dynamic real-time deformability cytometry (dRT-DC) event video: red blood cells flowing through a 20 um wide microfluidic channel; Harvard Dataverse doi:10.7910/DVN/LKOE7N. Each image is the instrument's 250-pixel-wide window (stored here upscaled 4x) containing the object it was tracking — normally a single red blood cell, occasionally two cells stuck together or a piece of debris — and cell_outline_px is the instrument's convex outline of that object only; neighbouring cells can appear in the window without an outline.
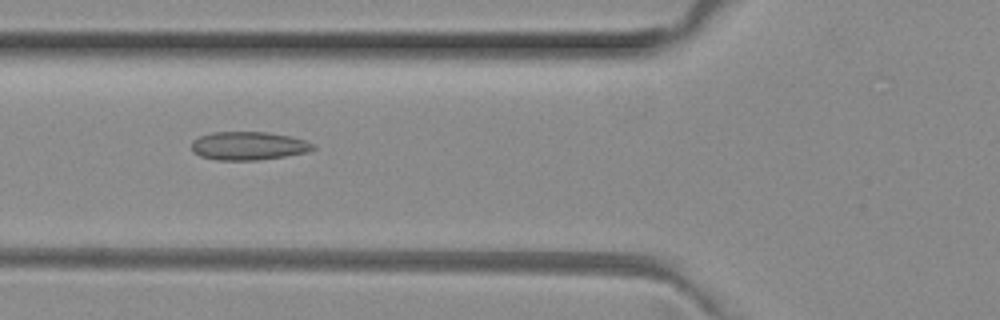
{"species": "common noctule bat (a hibernating species)", "species_latin": "Nyctalus noctula", "temperature_condition": "room temperature", "stored_images_in_passage": 6, "camera_frame_rate_fps": 3000, "um_per_image_px": 0.085, "animal": {"sex": "female", "body_mass_g": 29.2, "forearm_length_mm": 56.3}, "frame": {"image": 1, "passage_image": 5, "time_ms": 1.333, "image_size_px": [1000, 320], "cell_outline_px": [[316, 148], [308, 152], [284, 156], [256, 160], [216, 160], [200, 156], [192, 152], [192, 140], [200, 136], [212, 132], [268, 132], [288, 136], [304, 140], [312, 144]], "centroid_in_image_um": [21.08, 12.4], "position_along_channel_um": 104.7, "area_um2": 20.0}}
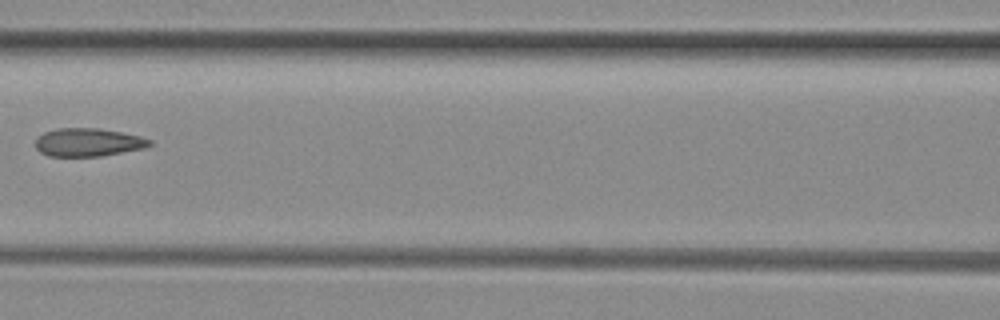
{"frame": {"image": 2, "passage_image": 6, "time_ms": 1.667, "image_size_px": [1000, 320], "cell_outline_px": [[152, 144], [144, 148], [100, 156], [48, 156], [40, 152], [36, 148], [36, 136], [44, 132], [56, 128], [100, 128], [140, 136], [152, 140]], "centroid_in_image_um": [7.46, 12.09], "position_along_channel_um": 159.1, "area_um2": 18.79}}